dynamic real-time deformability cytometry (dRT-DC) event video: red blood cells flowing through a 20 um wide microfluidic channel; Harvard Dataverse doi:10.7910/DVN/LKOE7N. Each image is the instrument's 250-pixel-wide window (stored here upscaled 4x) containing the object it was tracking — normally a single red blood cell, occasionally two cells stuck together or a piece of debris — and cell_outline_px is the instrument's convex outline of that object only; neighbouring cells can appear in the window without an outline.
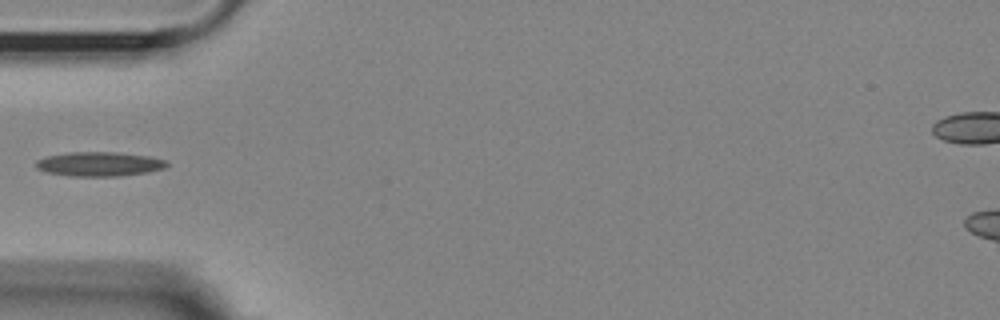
{"species": "Egyptian fruit bat (a non-hibernating species)", "species_latin": "Rousettus aegyptiacus", "temperature_condition": "room temperature", "stored_images_in_passage": 38, "camera_frame_rate_fps": 3000, "um_per_image_px": 0.085, "animal": {"sex": "female"}, "frame": {"image": 1, "passage_image": 1, "time_ms": 0.0, "image_size_px": [1000, 320], "cell_outline_px": [[168, 164], [164, 168], [148, 172], [120, 176], [72, 176], [48, 172], [36, 168], [36, 160], [48, 156], [68, 152], [116, 152], [152, 156], [168, 160]], "centroid_in_image_um": [8.49, 13.93], "position_along_channel_um": 76.5, "area_um2": 18.61}}
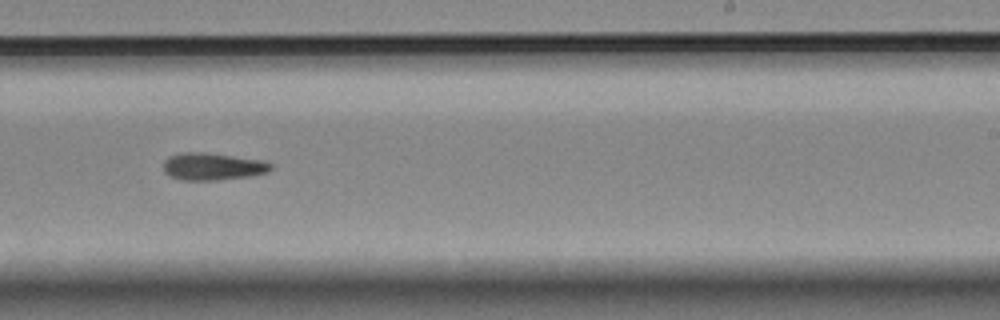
{"frame": {"image": 2, "passage_image": 17, "time_ms": 5.333, "image_size_px": [1000, 320], "cell_outline_px": [[272, 168], [268, 172], [252, 176], [216, 180], [180, 180], [164, 172], [164, 160], [168, 156], [184, 152], [204, 152], [264, 160], [272, 164]], "centroid_in_image_um": [18.09, 14.15], "position_along_channel_um": 270.9, "area_um2": 17.17}}
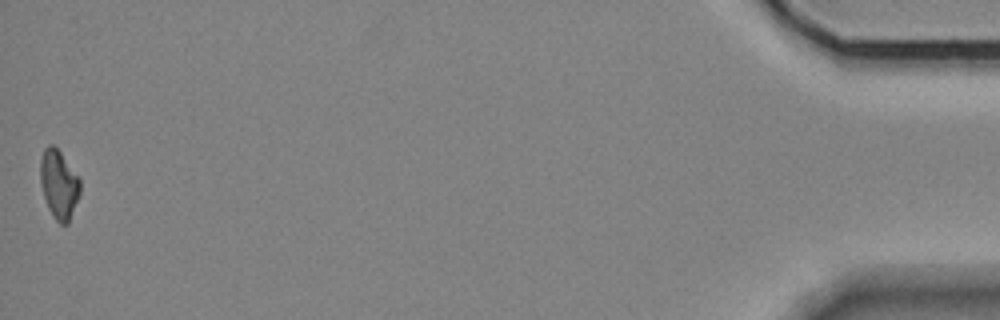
{"frame": {"image": 3, "passage_image": 38, "time_ms": 12.333, "image_size_px": [1000, 320], "cell_outline_px": [[80, 192], [68, 224], [60, 224], [52, 216], [48, 208], [44, 196], [40, 180], [40, 160], [44, 148], [48, 144], [52, 144], [60, 152], [80, 180]], "centroid_in_image_um": [4.99, 15.67], "position_along_channel_um": 430.2, "area_um2": 15.72}}